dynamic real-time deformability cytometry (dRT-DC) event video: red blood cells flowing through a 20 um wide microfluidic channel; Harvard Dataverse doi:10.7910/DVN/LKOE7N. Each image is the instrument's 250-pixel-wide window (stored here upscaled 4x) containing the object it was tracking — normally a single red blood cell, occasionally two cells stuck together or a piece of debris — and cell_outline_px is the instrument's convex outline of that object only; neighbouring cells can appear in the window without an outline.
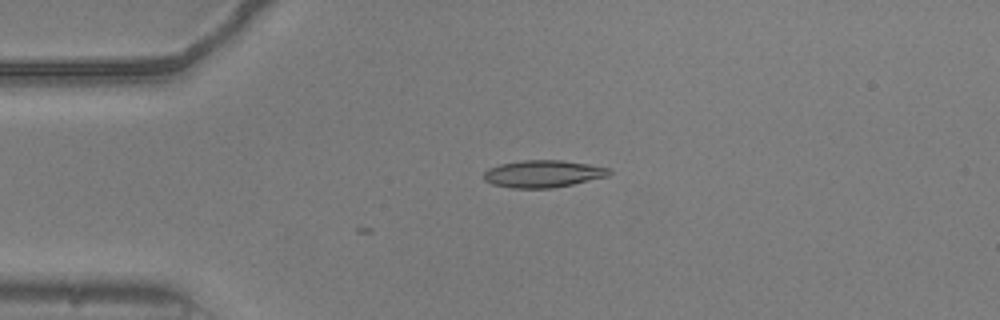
{"species": "common noctule bat (a hibernating species)", "species_latin": "Nyctalus noctula", "temperature_condition": "warm", "stored_images_in_passage": 12, "camera_frame_rate_fps": 3000, "um_per_image_px": 0.085, "animal": {"sex": "male", "body_mass_g": 20.5, "forearm_length_mm": 52.5}, "frame": {"image": 1, "passage_image": 12, "time_ms": 3.667, "image_size_px": [1000, 320], "cell_outline_px": [[612, 172], [608, 176], [572, 184], [552, 188], [512, 188], [492, 184], [484, 180], [484, 172], [488, 168], [500, 164], [524, 160], [564, 160], [612, 168]], "centroid_in_image_um": [46.18, 14.77], "position_along_channel_um": 38.8, "area_um2": 19.94}}